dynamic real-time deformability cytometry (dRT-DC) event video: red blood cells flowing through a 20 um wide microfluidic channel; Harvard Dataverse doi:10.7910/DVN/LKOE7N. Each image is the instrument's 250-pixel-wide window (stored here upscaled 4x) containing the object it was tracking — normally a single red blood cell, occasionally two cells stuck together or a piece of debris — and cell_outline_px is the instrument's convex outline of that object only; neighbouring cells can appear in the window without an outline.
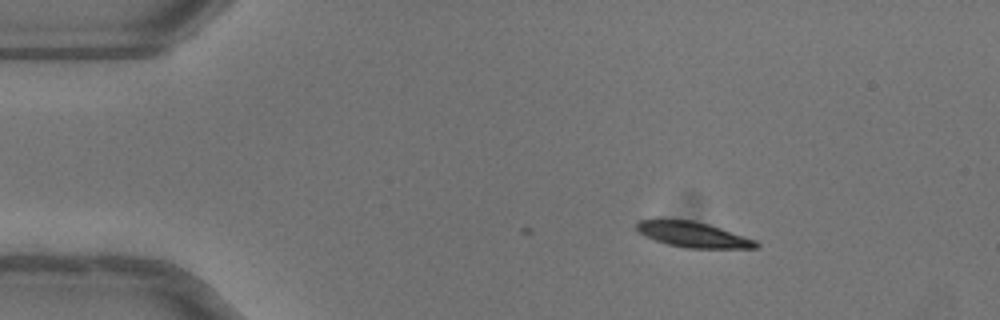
{"species": "common noctule bat (a hibernating species)", "species_latin": "Nyctalus noctula", "temperature_condition": "warm", "stored_images_in_passage": 3, "camera_frame_rate_fps": 3000, "um_per_image_px": 0.085, "animal": {"sex": "female"}, "frame": {"image": 1, "passage_image": 1, "time_ms": 0.0, "image_size_px": [1000, 320], "cell_outline_px": [[760, 244], [756, 248], [684, 248], [664, 244], [644, 236], [636, 228], [636, 224], [640, 220], [656, 216], [660, 216], [692, 220], [708, 224], [756, 240]], "centroid_in_image_um": [58.79, 19.9], "position_along_channel_um": 26.2, "area_um2": 18.38}}